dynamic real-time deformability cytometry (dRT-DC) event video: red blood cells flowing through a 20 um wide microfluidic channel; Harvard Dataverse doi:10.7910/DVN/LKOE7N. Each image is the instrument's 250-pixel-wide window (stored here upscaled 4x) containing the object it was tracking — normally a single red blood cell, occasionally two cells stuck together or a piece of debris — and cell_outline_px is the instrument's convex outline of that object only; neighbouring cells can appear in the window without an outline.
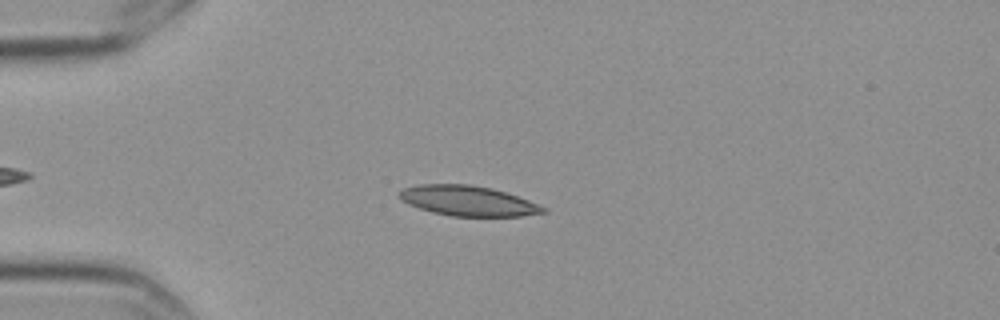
{"species": "Egyptian fruit bat (a non-hibernating species)", "species_latin": "Rousettus aegyptiacus", "temperature_condition": "cold", "stored_images_in_passage": 6, "camera_frame_rate_fps": 3000, "um_per_image_px": 0.085, "frame": {"image": 1, "passage_image": 3, "time_ms": 0.667, "image_size_px": [1000, 320], "cell_outline_px": [[548, 212], [520, 216], [452, 216], [432, 212], [408, 204], [396, 192], [404, 188], [420, 184], [468, 184], [492, 188], [528, 200], [548, 208]], "centroid_in_image_um": [39.79, 17.07], "position_along_channel_um": 45.2, "area_um2": 25.09}}
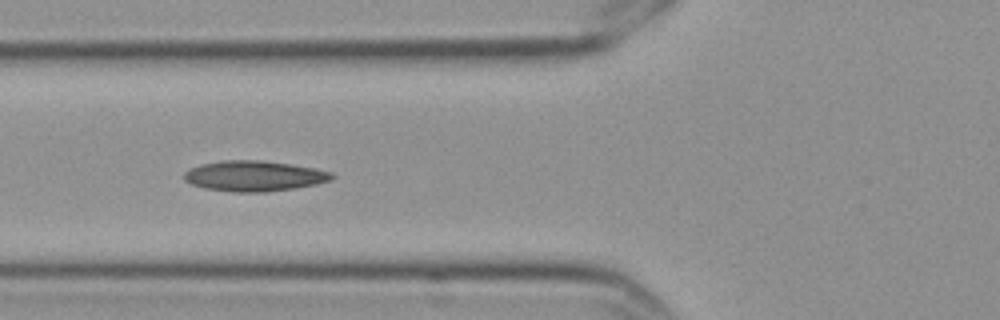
{"frame": {"image": 2, "passage_image": 5, "time_ms": 1.333, "image_size_px": [1000, 320], "cell_outline_px": [[336, 176], [332, 180], [316, 184], [296, 188], [264, 192], [232, 192], [204, 188], [192, 184], [184, 180], [184, 172], [200, 164], [224, 160], [260, 160], [288, 164], [312, 168], [332, 172]], "centroid_in_image_um": [21.6, 14.96], "position_along_channel_um": 104.2, "area_um2": 26.18}}
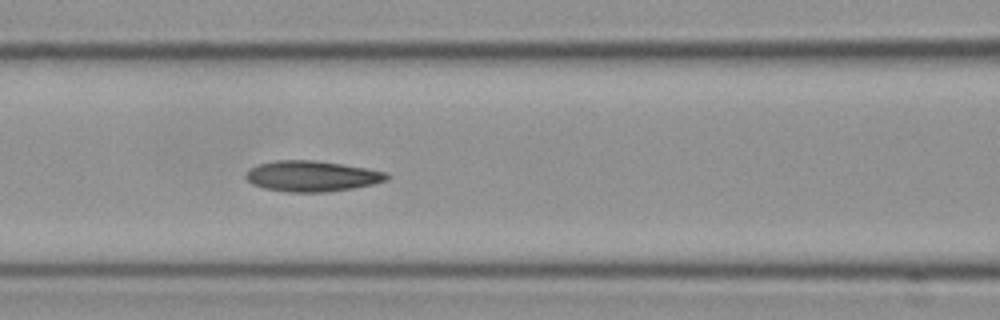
{"frame": {"image": 3, "passage_image": 6, "time_ms": 1.667, "image_size_px": [1000, 320], "cell_outline_px": [[392, 176], [388, 180], [372, 184], [352, 188], [328, 192], [288, 192], [264, 188], [252, 184], [244, 176], [252, 168], [260, 164], [276, 160], [316, 160], [388, 172]], "centroid_in_image_um": [26.54, 14.98], "position_along_channel_um": 140.1, "area_um2": 25.09}}